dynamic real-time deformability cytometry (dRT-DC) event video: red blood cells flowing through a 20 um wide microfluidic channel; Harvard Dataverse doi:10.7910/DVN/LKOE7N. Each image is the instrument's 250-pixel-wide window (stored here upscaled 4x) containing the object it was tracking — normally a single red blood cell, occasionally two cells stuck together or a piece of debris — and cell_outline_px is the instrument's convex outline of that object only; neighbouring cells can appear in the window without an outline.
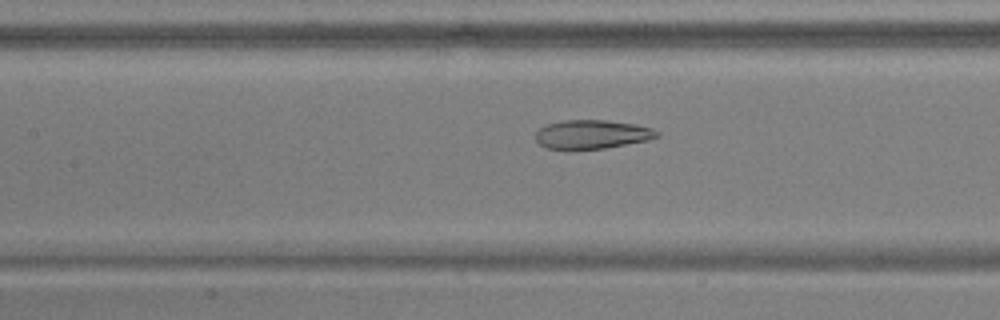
{"species": "common noctule bat (a hibernating species)", "species_latin": "Nyctalus noctula", "temperature_condition": "warm", "stored_images_in_passage": 54, "camera_frame_rate_fps": 3000, "um_per_image_px": 0.085, "animal": {"sex": "male", "body_mass_g": 17.9, "forearm_length_mm": 54.2}, "frame": {"image": 1, "passage_image": 25, "time_ms": 8.0, "image_size_px": [1000, 320], "cell_outline_px": [[660, 136], [648, 140], [604, 148], [548, 148], [540, 144], [536, 140], [536, 132], [540, 128], [548, 124], [564, 120], [608, 120], [636, 124], [652, 128], [660, 132]], "centroid_in_image_um": [50.37, 11.4], "position_along_channel_um": 157.0, "area_um2": 20.11}}
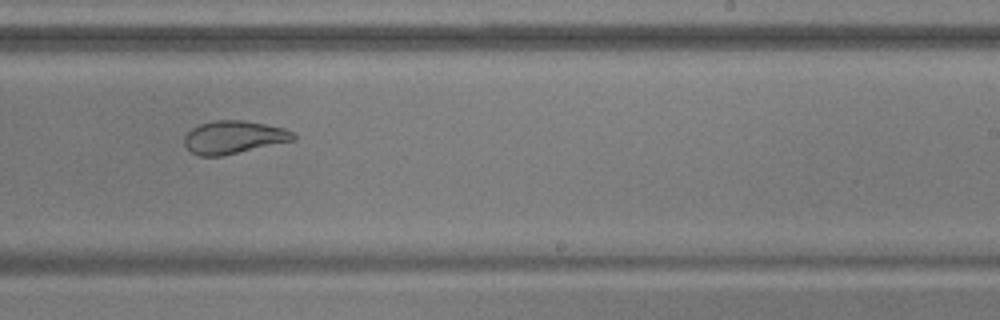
{"frame": {"image": 2, "passage_image": 34, "time_ms": 11.0, "image_size_px": [1000, 320], "cell_outline_px": [[296, 140], [220, 156], [200, 156], [192, 152], [184, 144], [184, 136], [192, 128], [200, 124], [216, 120], [244, 120], [284, 128], [292, 132], [296, 136]], "centroid_in_image_um": [19.87, 11.66], "position_along_channel_um": 269.1, "area_um2": 20.75}}
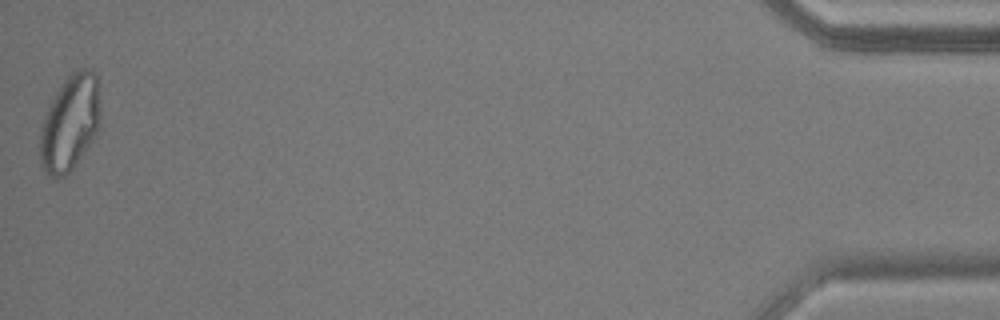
{"frame": {"image": 3, "passage_image": 54, "time_ms": 17.667, "image_size_px": [1000, 320], "cell_outline_px": [[100, 124], [96, 136], [88, 148], [72, 168], [64, 176], [56, 180], [52, 180], [44, 172], [40, 164], [40, 128], [48, 108], [56, 92], [64, 80], [76, 68], [88, 68], [96, 76], [100, 112]], "centroid_in_image_um": [5.93, 10.5], "position_along_channel_um": 429.3, "area_um2": 33.93}, "authors_computed_cell_mechanics": {"area_um2": 27.2238, "velocity_mm_per_s": 3.7518, "shape_relaxation_time_tau1_ms": null, "shape_relaxation_time_tau2_ms": 1.4296, "deformation_change_tau1": null, "deformation_change_tau2": 0.0756}}